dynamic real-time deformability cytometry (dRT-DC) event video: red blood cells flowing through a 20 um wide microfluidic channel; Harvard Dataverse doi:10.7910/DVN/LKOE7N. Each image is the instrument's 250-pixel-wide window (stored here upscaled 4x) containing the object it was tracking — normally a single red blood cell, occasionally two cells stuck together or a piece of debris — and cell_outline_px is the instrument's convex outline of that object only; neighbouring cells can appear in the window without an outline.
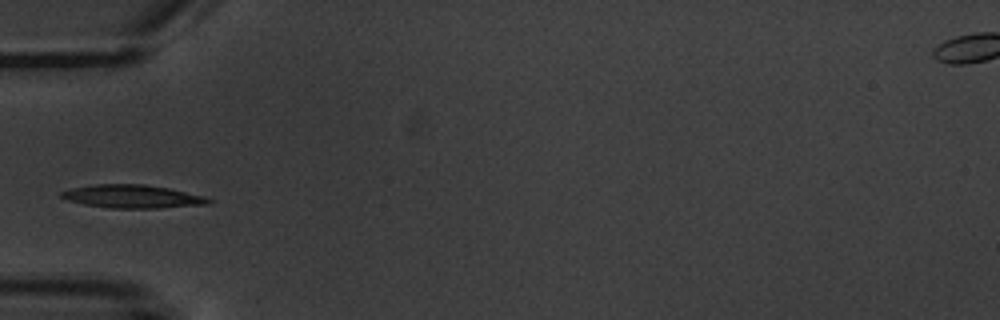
{"species": "common noctule bat (a hibernating species)", "species_latin": "Nyctalus noctula", "temperature_condition": "warm", "stored_images_in_passage": 1, "camera_frame_rate_fps": 3000, "um_per_image_px": 0.085, "animal": {"sex": "male", "body_mass_g": 20.1, "forearm_length_mm": 53.5}, "frame": {"image": 1, "passage_image": 1, "time_ms": 0.0, "image_size_px": [1000, 320], "cell_outline_px": [[212, 204], [160, 208], [112, 208], [84, 204], [68, 200], [60, 196], [60, 192], [72, 188], [96, 184], [144, 184], [168, 188], [204, 196], [212, 200]], "centroid_in_image_um": [11.29, 16.7], "position_along_channel_um": 73.7, "area_um2": 19.83}}